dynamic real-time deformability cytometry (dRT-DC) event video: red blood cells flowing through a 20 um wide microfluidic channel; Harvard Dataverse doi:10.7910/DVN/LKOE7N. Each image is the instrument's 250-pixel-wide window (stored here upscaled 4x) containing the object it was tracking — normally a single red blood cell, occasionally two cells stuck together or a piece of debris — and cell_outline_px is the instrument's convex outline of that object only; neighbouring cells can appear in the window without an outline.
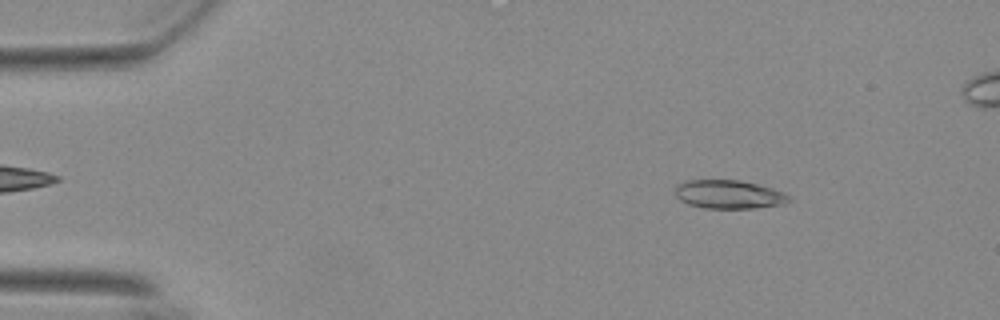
{"species": "Egyptian fruit bat (a non-hibernating species)", "species_latin": "Rousettus aegyptiacus", "temperature_condition": "warm", "stored_images_in_passage": 55, "camera_frame_rate_fps": 3000, "um_per_image_px": 0.085, "animal": {"sex": "female"}, "frame": {"image": 1, "passage_image": 8, "time_ms": 2.333, "image_size_px": [1000, 320], "cell_outline_px": [[792, 200], [784, 204], [752, 208], [704, 208], [688, 204], [680, 200], [676, 196], [676, 184], [688, 180], [740, 180], [772, 188], [784, 192], [792, 196]], "centroid_in_image_um": [61.98, 16.52], "position_along_channel_um": 23.0, "area_um2": 19.02}}
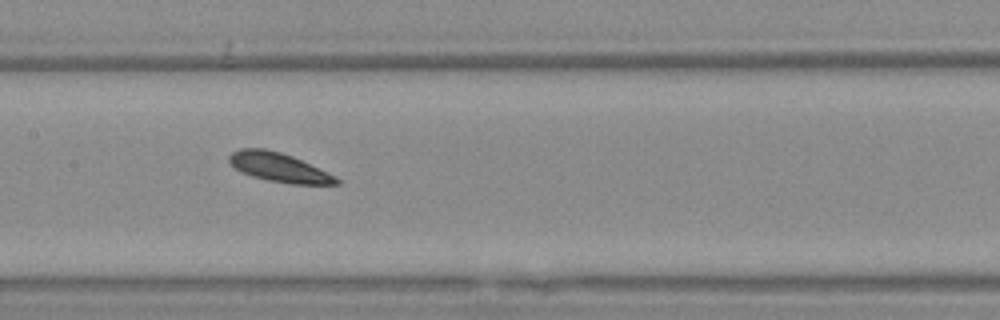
{"frame": {"image": 2, "passage_image": 28, "time_ms": 9.0, "image_size_px": [1000, 320], "cell_outline_px": [[344, 180], [340, 184], [292, 184], [268, 180], [252, 176], [240, 172], [228, 160], [228, 156], [232, 152], [240, 148], [264, 148], [280, 152], [292, 156], [336, 176]], "centroid_in_image_um": [23.73, 14.23], "position_along_channel_um": 183.7, "area_um2": 18.15}}
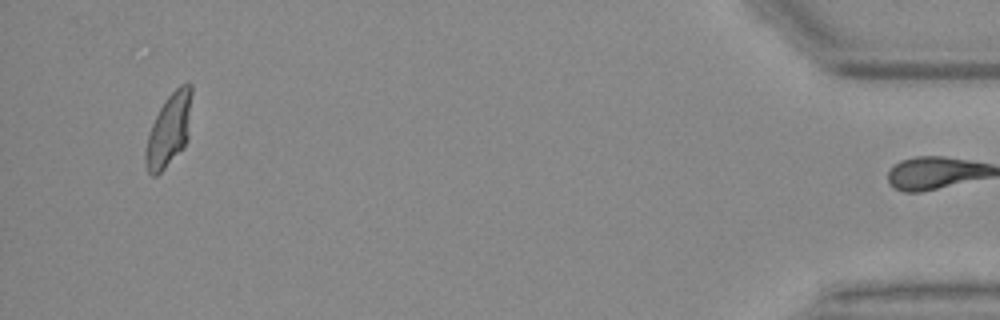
{"frame": {"image": 3, "passage_image": 54, "time_ms": 17.667, "image_size_px": [1000, 320], "cell_outline_px": [[192, 92], [188, 140], [184, 148], [156, 176], [152, 176], [148, 172], [144, 160], [144, 152], [148, 136], [152, 124], [164, 100], [180, 84], [192, 84]], "centroid_in_image_um": [14.37, 11.05], "position_along_channel_um": 420.8, "area_um2": 19.65}, "authors_computed_cell_mechanics": {"area_um2": 18.8428, "velocity_mm_per_s": 3.6091, "shape_relaxation_time_tau1_ms": 6.4266, "shape_relaxation_time_tau2_ms": 3.1809, "deformation_change_tau1": 0.2126, "deformation_change_tau2": 0.1186}}